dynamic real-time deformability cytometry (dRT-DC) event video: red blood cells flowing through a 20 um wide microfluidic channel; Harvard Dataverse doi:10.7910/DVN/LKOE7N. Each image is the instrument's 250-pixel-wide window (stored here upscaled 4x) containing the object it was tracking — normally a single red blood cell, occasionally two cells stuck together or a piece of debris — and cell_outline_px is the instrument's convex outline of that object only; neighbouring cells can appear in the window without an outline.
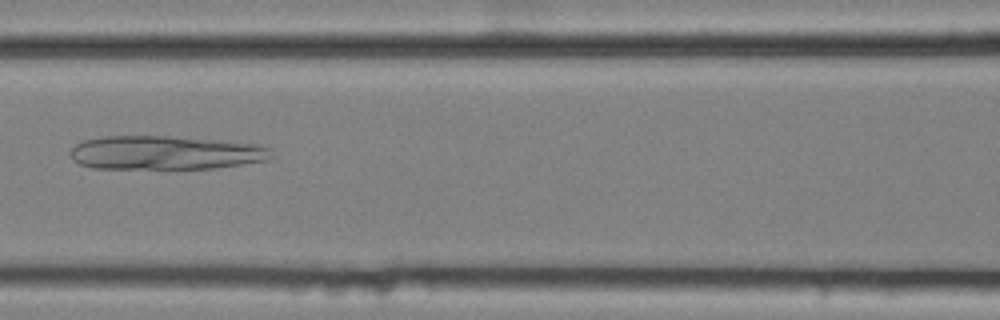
{"species": "common noctule bat (a hibernating species)", "species_latin": "Nyctalus noctula", "temperature_condition": "cold", "stored_images_in_passage": 4, "camera_frame_rate_fps": 3000, "um_per_image_px": 0.085, "animal": {"sex": "female", "body_mass_g": 25.1}, "frame": {"image": 1, "passage_image": 4, "time_ms": 1.0, "image_size_px": [1000, 320], "cell_outline_px": [[272, 160], [216, 168], [92, 168], [80, 164], [72, 160], [68, 152], [76, 144], [84, 140], [104, 136], [168, 136], [264, 144], [272, 148]], "centroid_in_image_um": [14.11, 12.98], "position_along_channel_um": 152.5, "area_um2": 40.0}}